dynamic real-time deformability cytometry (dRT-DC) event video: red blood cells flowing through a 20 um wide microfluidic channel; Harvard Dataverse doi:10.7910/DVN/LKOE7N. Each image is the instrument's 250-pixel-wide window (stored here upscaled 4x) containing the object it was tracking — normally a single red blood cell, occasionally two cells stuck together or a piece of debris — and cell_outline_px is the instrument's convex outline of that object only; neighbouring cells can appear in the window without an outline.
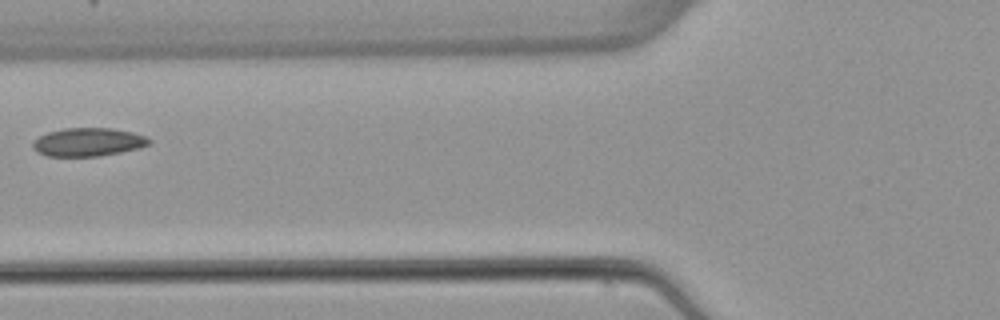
{"species": "common noctule bat (a hibernating species)", "species_latin": "Nyctalus noctula", "temperature_condition": "warm", "stored_images_in_passage": 5, "camera_frame_rate_fps": 3000, "um_per_image_px": 0.085, "animal": {"sex": "female", "body_mass_g": 22.7, "forearm_length_mm": 54.2}, "frame": {"image": 1, "passage_image": 5, "time_ms": 5.0, "image_size_px": [1000, 320], "cell_outline_px": [[152, 144], [140, 148], [100, 156], [48, 156], [32, 148], [32, 140], [48, 132], [64, 128], [112, 128], [132, 132], [144, 136], [152, 140]], "centroid_in_image_um": [7.51, 12.07], "position_along_channel_um": 118.3, "area_um2": 19.25}}